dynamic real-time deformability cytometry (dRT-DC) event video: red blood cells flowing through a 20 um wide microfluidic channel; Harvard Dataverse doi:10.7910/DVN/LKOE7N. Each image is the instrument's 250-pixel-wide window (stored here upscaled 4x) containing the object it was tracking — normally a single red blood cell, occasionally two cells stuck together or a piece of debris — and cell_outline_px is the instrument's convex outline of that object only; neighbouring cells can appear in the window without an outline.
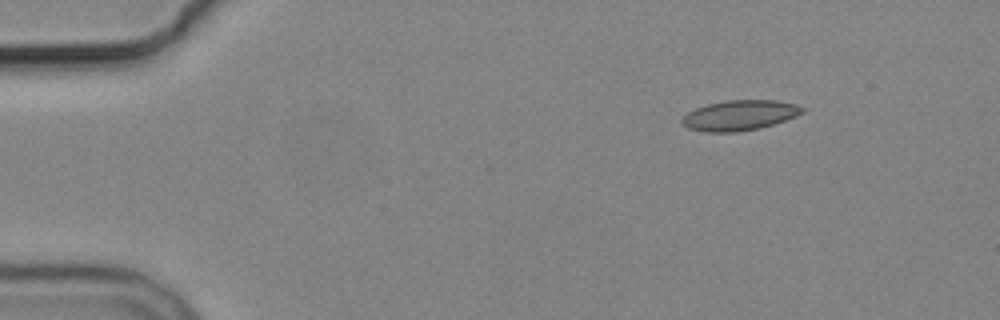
{"species": "common noctule bat (a hibernating species)", "species_latin": "Nyctalus noctula", "temperature_condition": "cold", "stored_images_in_passage": 10, "camera_frame_rate_fps": 3000, "um_per_image_px": 0.085, "animal": {"sex": "male", "body_mass_g": 19.2, "forearm_length_mm": 51.8}, "frame": {"image": 1, "passage_image": 3, "time_ms": 2.333, "image_size_px": [1000, 320], "cell_outline_px": [[804, 112], [796, 116], [760, 128], [736, 132], [704, 132], [688, 128], [680, 124], [680, 120], [688, 112], [696, 108], [708, 104], [724, 100], [776, 100], [796, 104], [804, 108]], "centroid_in_image_um": [62.84, 9.8], "position_along_channel_um": 22.2, "area_um2": 21.21}}
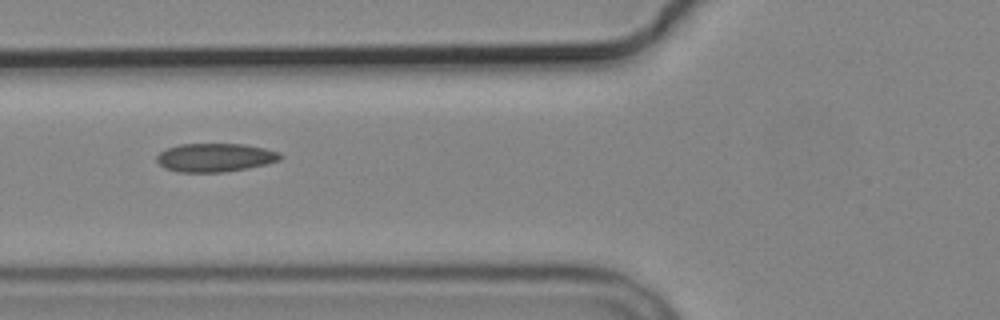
{"frame": {"image": 2, "passage_image": 7, "time_ms": 7.0, "image_size_px": [1000, 320], "cell_outline_px": [[284, 156], [280, 160], [268, 164], [248, 168], [224, 172], [176, 172], [164, 168], [156, 160], [156, 156], [160, 152], [168, 148], [180, 144], [244, 144], [264, 148], [280, 152]], "centroid_in_image_um": [18.31, 13.39], "position_along_channel_um": 107.5, "area_um2": 20.69}}
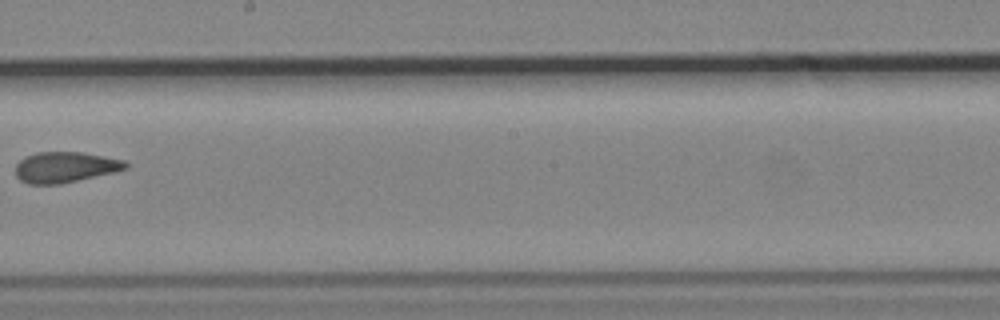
{"frame": {"image": 3, "passage_image": 10, "time_ms": 10.667, "image_size_px": [1000, 320], "cell_outline_px": [[128, 168], [116, 172], [60, 184], [28, 184], [20, 180], [16, 176], [16, 164], [24, 156], [36, 152], [84, 152], [124, 160], [128, 164]], "centroid_in_image_um": [5.54, 14.21], "position_along_channel_um": 242.7, "area_um2": 19.88}}